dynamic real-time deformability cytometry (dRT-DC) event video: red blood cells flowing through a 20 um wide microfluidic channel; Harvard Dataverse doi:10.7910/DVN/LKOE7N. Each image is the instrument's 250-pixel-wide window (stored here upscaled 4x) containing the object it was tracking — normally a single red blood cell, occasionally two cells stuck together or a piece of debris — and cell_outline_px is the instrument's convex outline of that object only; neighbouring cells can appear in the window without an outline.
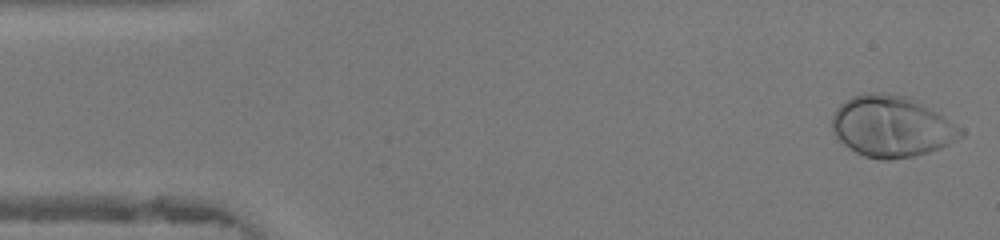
{"species": "human", "species_latin": "Homo sapiens", "temperature_condition": "warm", "stored_images_in_passage": 45, "camera_frame_rate_fps": 3000, "um_per_image_px": 0.085, "donor": {"sex": "female"}, "frame": {"image": 1, "passage_image": 1, "time_ms": 0.0, "image_size_px": [1000, 240], "cell_outline_px": [[964, 136], [940, 148], [928, 152], [912, 156], [892, 160], [880, 160], [864, 156], [848, 148], [832, 132], [832, 116], [836, 108], [844, 100], [860, 92], [880, 92], [908, 96], [916, 100], [956, 124], [964, 132]], "centroid_in_image_um": [75.75, 10.74], "position_along_channel_um": 9.3, "area_um2": 46.07}}
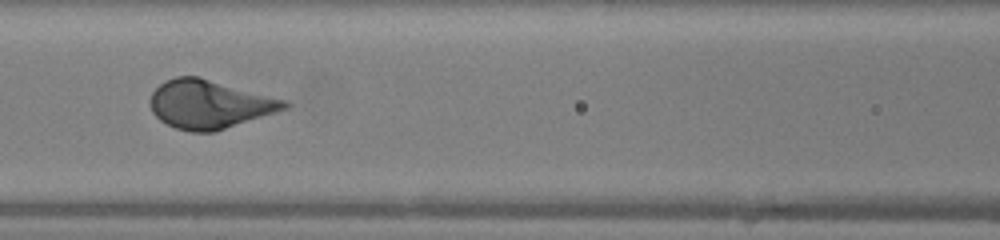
{"frame": {"image": 2, "passage_image": 19, "time_ms": 6.0, "image_size_px": [1000, 240], "cell_outline_px": [[292, 104], [288, 108], [216, 132], [192, 132], [176, 128], [160, 120], [152, 112], [148, 104], [148, 100], [152, 92], [164, 80], [176, 76], [196, 76], [288, 100]], "centroid_in_image_um": [17.79, 8.87], "position_along_channel_um": 148.8, "area_um2": 38.15}}
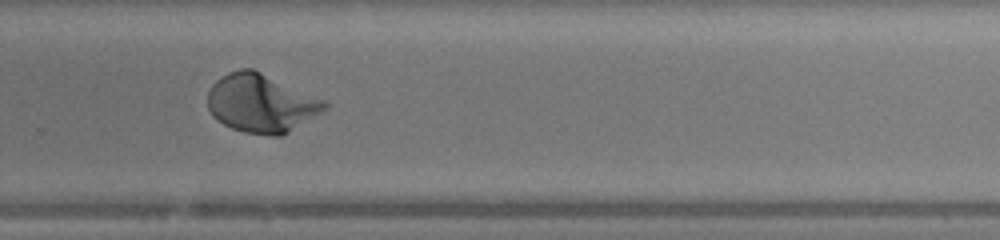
{"frame": {"image": 3, "passage_image": 30, "time_ms": 9.667, "image_size_px": [1000, 240], "cell_outline_px": [[328, 108], [288, 132], [280, 136], [272, 136], [244, 132], [232, 128], [224, 124], [212, 116], [208, 108], [208, 92], [212, 84], [220, 76], [228, 72], [240, 68], [252, 68], [328, 100]], "centroid_in_image_um": [22.21, 8.76], "position_along_channel_um": 307.6, "area_um2": 40.06}}